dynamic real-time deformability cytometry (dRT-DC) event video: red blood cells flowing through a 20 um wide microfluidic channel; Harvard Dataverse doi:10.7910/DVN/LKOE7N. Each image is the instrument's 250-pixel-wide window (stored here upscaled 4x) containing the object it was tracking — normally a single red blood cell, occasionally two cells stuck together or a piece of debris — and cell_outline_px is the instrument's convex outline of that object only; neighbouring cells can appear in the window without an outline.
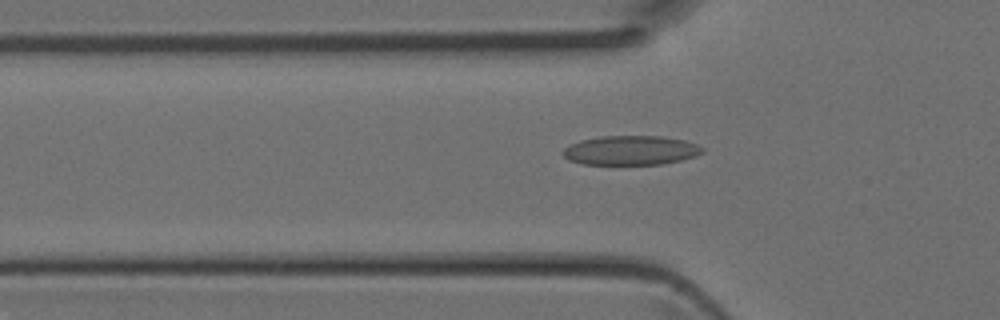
{"species": "Egyptian fruit bat (a non-hibernating species)", "species_latin": "Rousettus aegyptiacus", "temperature_condition": "room temperature", "stored_images_in_passage": 32, "camera_frame_rate_fps": 3000, "um_per_image_px": 0.085, "animal": {"sex": "female"}, "frame": {"image": 1, "passage_image": 2, "time_ms": 0.333, "image_size_px": [1000, 320], "cell_outline_px": [[704, 152], [696, 156], [664, 164], [584, 164], [568, 160], [560, 152], [564, 148], [580, 140], [600, 136], [660, 136], [684, 140], [696, 144], [704, 148]], "centroid_in_image_um": [53.61, 12.78], "position_along_channel_um": 72.2, "area_um2": 23.87}}
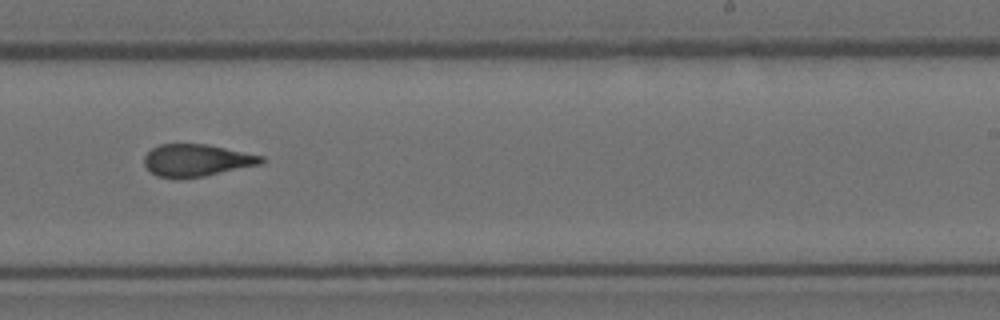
{"frame": {"image": 2, "passage_image": 15, "time_ms": 4.667, "image_size_px": [1000, 320], "cell_outline_px": [[264, 160], [260, 164], [204, 176], [156, 176], [144, 164], [144, 156], [152, 148], [160, 144], [208, 144], [264, 156]], "centroid_in_image_um": [16.73, 13.59], "position_along_channel_um": 272.3, "area_um2": 21.39}}
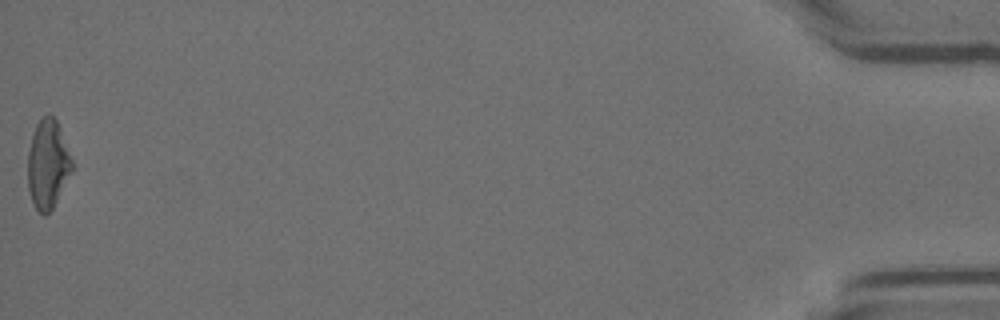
{"frame": {"image": 3, "passage_image": 32, "time_ms": 10.333, "image_size_px": [1000, 320], "cell_outline_px": [[72, 172], [52, 208], [44, 216], [36, 208], [32, 200], [28, 188], [28, 152], [32, 136], [36, 124], [48, 112], [56, 120], [72, 160]], "centroid_in_image_um": [4.05, 13.95], "position_along_channel_um": 431.1, "area_um2": 22.43}}